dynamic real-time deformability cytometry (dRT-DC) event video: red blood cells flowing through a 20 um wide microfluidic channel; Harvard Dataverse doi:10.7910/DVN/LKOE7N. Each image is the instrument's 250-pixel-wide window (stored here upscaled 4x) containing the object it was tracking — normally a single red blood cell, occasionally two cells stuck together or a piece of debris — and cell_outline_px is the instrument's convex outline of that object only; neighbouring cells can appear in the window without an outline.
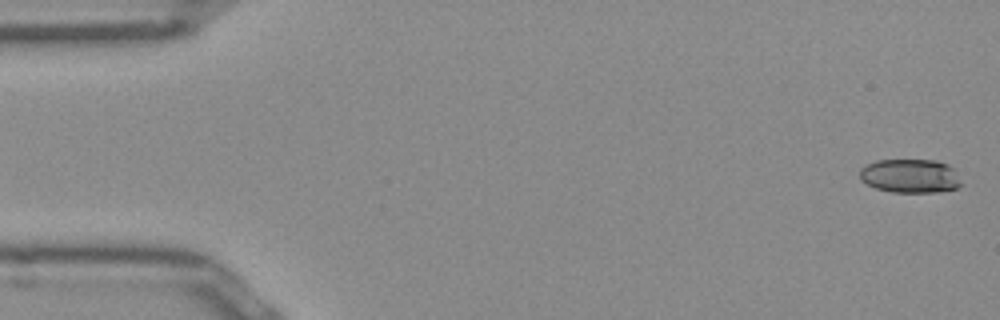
{"species": "Egyptian fruit bat (a non-hibernating species)", "species_latin": "Rousettus aegyptiacus", "temperature_condition": "room temperature", "stored_images_in_passage": 51, "camera_frame_rate_fps": 3000, "um_per_image_px": 0.085, "frame": {"image": 1, "passage_image": 1, "time_ms": 0.0, "image_size_px": [1000, 320], "cell_outline_px": [[964, 184], [956, 188], [936, 192], [892, 192], [876, 188], [860, 180], [860, 168], [876, 160], [936, 160], [948, 164], [952, 168]], "centroid_in_image_um": [77.37, 14.95], "position_along_channel_um": 7.6, "area_um2": 20.06}}
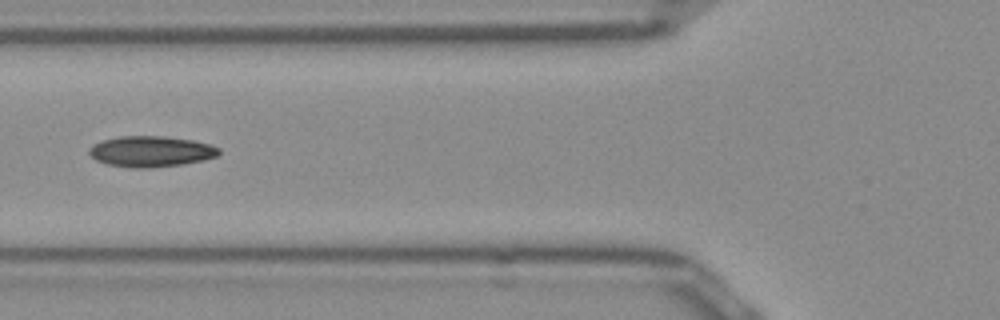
{"frame": {"image": 2, "passage_image": 19, "time_ms": 6.0, "image_size_px": [1000, 320], "cell_outline_px": [[220, 152], [216, 156], [204, 160], [180, 164], [148, 168], [136, 168], [108, 164], [96, 160], [88, 152], [88, 148], [92, 144], [100, 140], [120, 136], [164, 136], [192, 140], [208, 144], [220, 148]], "centroid_in_image_um": [12.79, 12.86], "position_along_channel_um": 113.0, "area_um2": 23.24}}
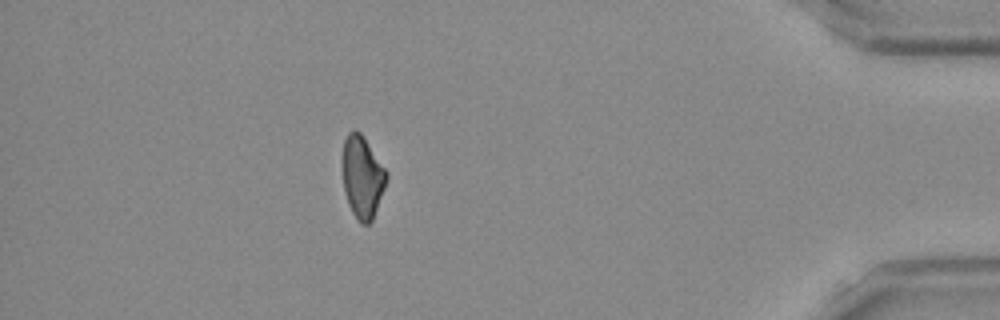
{"frame": {"image": 3, "passage_image": 45, "time_ms": 14.667, "image_size_px": [1000, 320], "cell_outline_px": [[388, 176], [384, 188], [372, 220], [368, 224], [364, 224], [352, 212], [348, 204], [344, 192], [344, 140], [348, 132], [360, 132], [388, 172]], "centroid_in_image_um": [30.82, 15.05], "position_along_channel_um": 404.4, "area_um2": 20.35}, "authors_computed_cell_mechanics": {"area_um2": 21.675, "velocity_mm_per_s": 3.9612, "shape_relaxation_time_tau1_ms": null, "shape_relaxation_time_tau2_ms": 4.6527, "deformation_change_tau1": null, "deformation_change_tau2": 0.1134}}